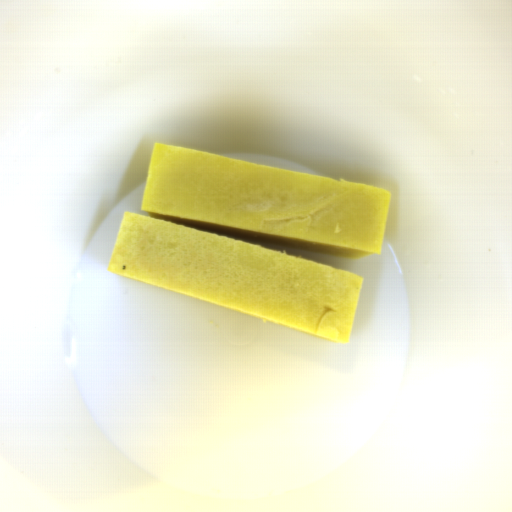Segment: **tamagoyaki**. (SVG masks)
I'll list each match as a JSON object with an SVG mask.
<instances>
[{
    "instance_id": "tamagoyaki-1",
    "label": "tamagoyaki",
    "mask_w": 512,
    "mask_h": 512,
    "mask_svg": "<svg viewBox=\"0 0 512 512\" xmlns=\"http://www.w3.org/2000/svg\"><path fill=\"white\" fill-rule=\"evenodd\" d=\"M392 191L191 147L152 146L141 211L107 272L338 344L363 277L284 247L381 255Z\"/></svg>"
}]
</instances>
